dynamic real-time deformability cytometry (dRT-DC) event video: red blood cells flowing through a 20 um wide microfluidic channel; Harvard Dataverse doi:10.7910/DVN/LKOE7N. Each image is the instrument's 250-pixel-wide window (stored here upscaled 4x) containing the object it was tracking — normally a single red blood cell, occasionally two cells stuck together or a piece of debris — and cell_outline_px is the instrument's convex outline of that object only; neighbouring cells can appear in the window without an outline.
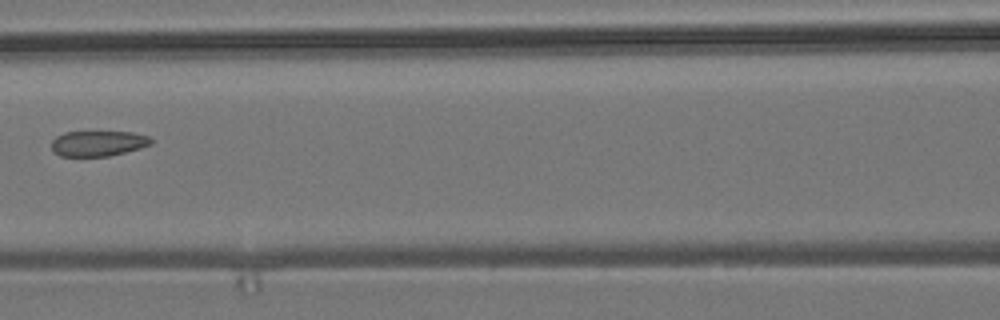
{"species": "common noctule bat (a hibernating species)", "species_latin": "Nyctalus noctula", "temperature_condition": "room temperature", "stored_images_in_passage": 6, "camera_frame_rate_fps": 3000, "um_per_image_px": 0.085, "animal": {"sex": "male", "body_mass_g": 19.2, "forearm_length_mm": 51.8}, "frame": {"image": 1, "passage_image": 6, "time_ms": 1.667, "image_size_px": [1000, 320], "cell_outline_px": [[152, 144], [140, 148], [108, 156], [60, 156], [52, 152], [52, 140], [56, 136], [64, 132], [132, 132], [148, 136], [152, 140]], "centroid_in_image_um": [8.31, 12.19], "position_along_channel_um": 158.3, "area_um2": 14.74}}